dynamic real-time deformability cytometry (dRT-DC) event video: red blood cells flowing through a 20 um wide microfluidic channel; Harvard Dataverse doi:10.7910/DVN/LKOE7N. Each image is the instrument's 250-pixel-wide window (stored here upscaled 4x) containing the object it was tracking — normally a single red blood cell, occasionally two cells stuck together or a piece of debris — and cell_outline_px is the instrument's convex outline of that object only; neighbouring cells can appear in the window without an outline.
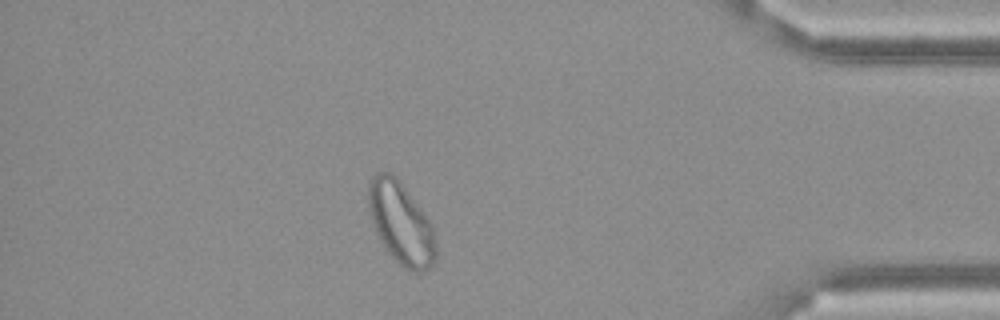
{"species": "Egyptian fruit bat (a non-hibernating species)", "species_latin": "Rousettus aegyptiacus", "temperature_condition": "cold", "stored_images_in_passage": 55, "camera_frame_rate_fps": 3000, "um_per_image_px": 0.085, "frame": {"image": 1, "passage_image": 47, "time_ms": 15.333, "image_size_px": [1000, 320], "cell_outline_px": [[436, 260], [424, 272], [412, 272], [404, 268], [384, 248], [372, 224], [368, 208], [368, 180], [372, 176], [380, 172], [388, 172], [396, 176], [424, 212], [432, 224], [436, 244]], "centroid_in_image_um": [34.08, 18.97], "position_along_channel_um": 401.1, "area_um2": 32.43}}